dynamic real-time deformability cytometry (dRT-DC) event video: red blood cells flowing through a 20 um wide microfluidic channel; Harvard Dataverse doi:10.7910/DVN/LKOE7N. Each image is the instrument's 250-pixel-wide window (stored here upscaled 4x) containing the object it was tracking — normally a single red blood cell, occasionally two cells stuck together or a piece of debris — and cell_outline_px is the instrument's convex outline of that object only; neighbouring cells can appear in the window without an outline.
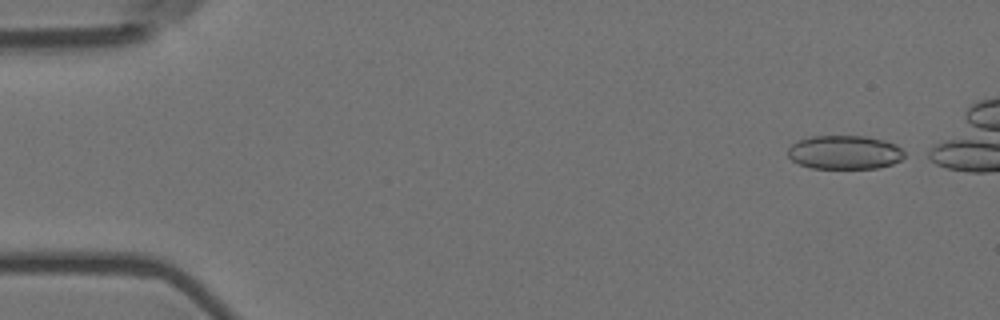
{"species": "Egyptian fruit bat (a non-hibernating species)", "species_latin": "Rousettus aegyptiacus", "temperature_condition": "room temperature", "stored_images_in_passage": 9, "camera_frame_rate_fps": 3000, "um_per_image_px": 0.085, "animal": {"sex": "female"}, "frame": {"image": 1, "passage_image": 1, "time_ms": 0.0, "image_size_px": [1000, 320], "cell_outline_px": [[904, 156], [900, 160], [892, 164], [876, 168], [812, 168], [800, 164], [792, 160], [788, 156], [788, 148], [792, 144], [800, 140], [812, 136], [868, 136], [884, 140], [896, 144], [904, 152]], "centroid_in_image_um": [71.8, 12.94], "position_along_channel_um": 13.2, "area_um2": 22.89}}
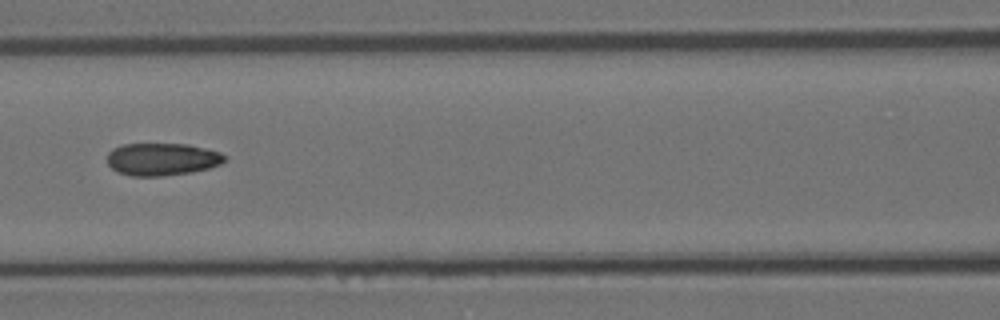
{"frame": {"image": 2, "passage_image": 7, "time_ms": 2.0, "image_size_px": [1000, 320], "cell_outline_px": [[228, 156], [220, 164], [208, 168], [192, 172], [160, 176], [132, 176], [116, 172], [108, 164], [108, 152], [112, 148], [124, 144], [188, 144], [220, 152]], "centroid_in_image_um": [13.76, 13.53], "position_along_channel_um": 152.8, "area_um2": 22.25}}
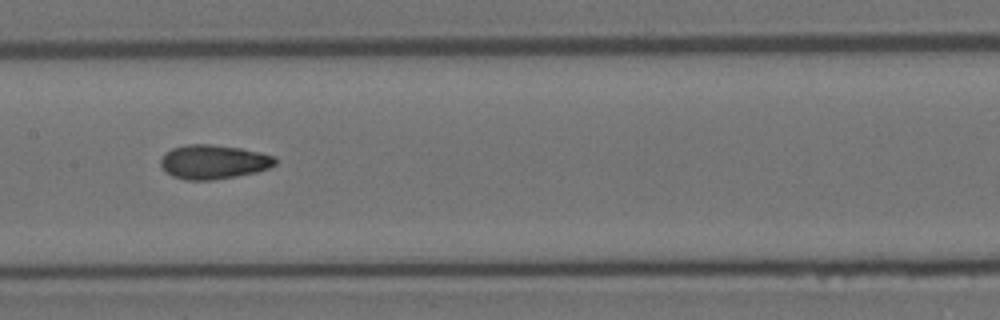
{"frame": {"image": 3, "passage_image": 8, "time_ms": 2.333, "image_size_px": [1000, 320], "cell_outline_px": [[276, 164], [268, 168], [256, 172], [236, 176], [212, 180], [184, 180], [172, 176], [160, 164], [160, 160], [164, 152], [172, 148], [188, 144], [212, 144], [240, 148], [260, 152], [276, 156]], "centroid_in_image_um": [18.15, 13.75], "position_along_channel_um": 189.3, "area_um2": 22.89}}